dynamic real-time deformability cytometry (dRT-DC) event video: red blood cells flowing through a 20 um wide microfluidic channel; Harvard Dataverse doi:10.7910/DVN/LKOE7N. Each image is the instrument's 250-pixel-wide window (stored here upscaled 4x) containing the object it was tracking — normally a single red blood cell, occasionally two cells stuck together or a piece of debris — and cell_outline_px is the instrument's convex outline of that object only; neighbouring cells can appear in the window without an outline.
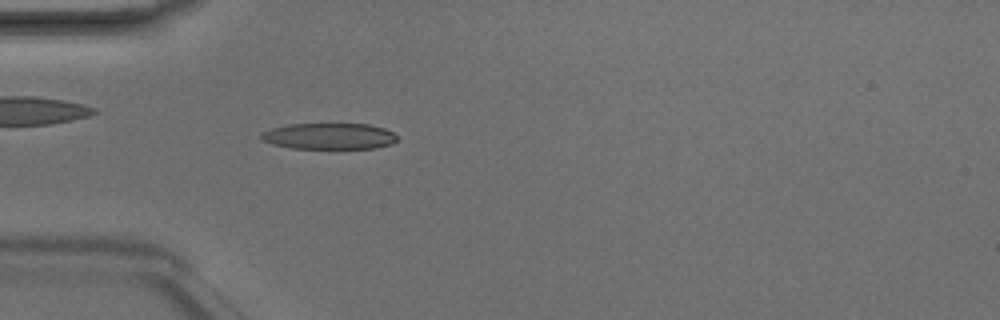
{"species": "Egyptian fruit bat (a non-hibernating species)", "species_latin": "Rousettus aegyptiacus", "temperature_condition": "room temperature", "stored_images_in_passage": 4, "camera_frame_rate_fps": 3000, "um_per_image_px": 0.085, "animal": {"sex": "male"}, "frame": {"image": 1, "passage_image": 4, "time_ms": 1.0, "image_size_px": [1000, 320], "cell_outline_px": [[396, 140], [392, 144], [376, 148], [292, 148], [272, 144], [260, 140], [260, 132], [272, 128], [288, 124], [368, 124], [384, 128], [392, 132], [396, 136]], "centroid_in_image_um": [27.94, 11.57], "position_along_channel_um": 57.1, "area_um2": 20.75}}